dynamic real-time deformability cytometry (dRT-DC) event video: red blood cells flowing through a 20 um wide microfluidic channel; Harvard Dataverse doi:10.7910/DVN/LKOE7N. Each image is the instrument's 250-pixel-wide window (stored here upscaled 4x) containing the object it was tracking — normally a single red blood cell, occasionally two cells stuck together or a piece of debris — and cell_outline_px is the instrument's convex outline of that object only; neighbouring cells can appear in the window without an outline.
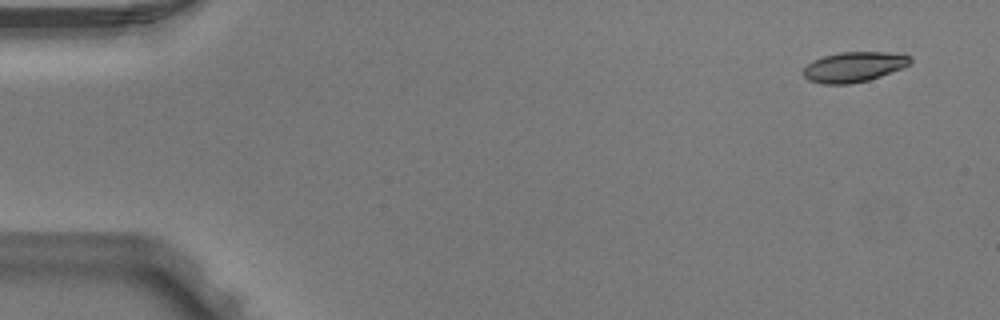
{"species": "Egyptian fruit bat (a non-hibernating species)", "species_latin": "Rousettus aegyptiacus", "temperature_condition": "warm", "stored_images_in_passage": 2, "segment_of_instrument_passage": [2, 2], "camera_frame_rate_fps": 3000, "um_per_image_px": 0.085, "animal": {"sex": "male"}, "frame": {"image": 1, "passage_image": 2, "time_ms": 0.333, "image_size_px": [1000, 320], "cell_outline_px": [[912, 64], [904, 68], [868, 80], [848, 84], [824, 84], [808, 80], [800, 72], [812, 60], [824, 56], [840, 52], [888, 52], [912, 56]], "centroid_in_image_um": [72.59, 5.68], "position_along_channel_um": 12.4, "area_um2": 18.96}}